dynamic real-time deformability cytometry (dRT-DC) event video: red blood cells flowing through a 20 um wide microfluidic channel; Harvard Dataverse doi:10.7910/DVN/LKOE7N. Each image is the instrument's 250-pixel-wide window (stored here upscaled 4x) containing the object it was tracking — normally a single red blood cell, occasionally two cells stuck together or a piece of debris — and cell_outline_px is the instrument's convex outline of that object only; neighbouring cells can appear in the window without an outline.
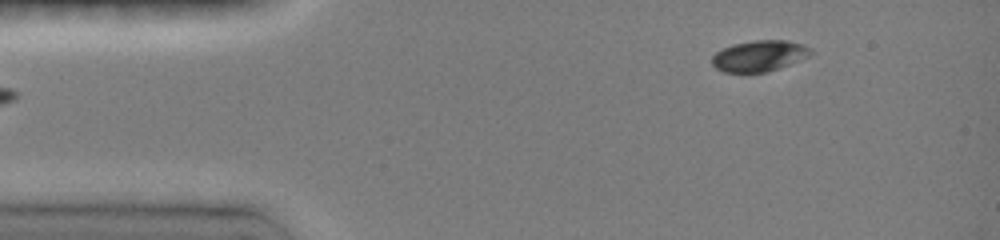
{"species": "common noctule bat (a hibernating species)", "species_latin": "Nyctalus noctula", "temperature_condition": "room temperature", "stored_images_in_passage": 7, "camera_frame_rate_fps": 3000, "um_per_image_px": 0.085, "animal": {"sex": "female", "body_mass_g": 19.0, "forearm_length_mm": 51.5}, "frame": {"image": 1, "passage_image": 1, "time_ms": 0.0, "image_size_px": [1000, 240], "cell_outline_px": [[812, 52], [808, 56], [780, 68], [768, 72], [724, 72], [716, 68], [712, 64], [712, 56], [716, 52], [724, 48], [736, 44], [756, 40], [784, 40], [804, 44], [812, 48]], "centroid_in_image_um": [64.56, 4.75], "position_along_channel_um": 20.4, "area_um2": 17.69}}
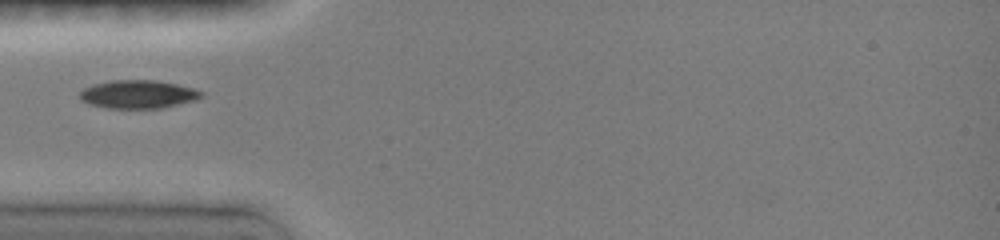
{"frame": {"image": 2, "passage_image": 5, "time_ms": 1.333, "image_size_px": [1000, 240], "cell_outline_px": [[200, 96], [196, 100], [160, 108], [108, 108], [88, 104], [80, 100], [80, 92], [84, 88], [96, 84], [112, 80], [152, 80], [176, 84], [192, 88], [200, 92]], "centroid_in_image_um": [11.68, 8.02], "position_along_channel_um": 73.3, "area_um2": 19.65}}
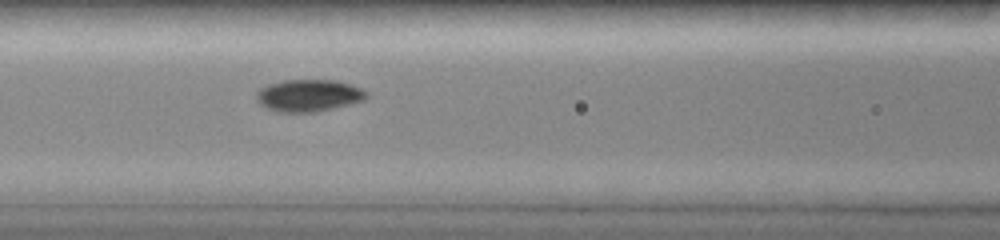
{"frame": {"image": 3, "passage_image": 7, "time_ms": 2.0, "image_size_px": [1000, 240], "cell_outline_px": [[368, 96], [364, 100], [316, 112], [276, 112], [260, 104], [256, 96], [256, 92], [260, 88], [284, 80], [332, 80], [348, 84], [360, 88]], "centroid_in_image_um": [26.2, 8.12], "position_along_channel_um": 140.4, "area_um2": 20.17}}